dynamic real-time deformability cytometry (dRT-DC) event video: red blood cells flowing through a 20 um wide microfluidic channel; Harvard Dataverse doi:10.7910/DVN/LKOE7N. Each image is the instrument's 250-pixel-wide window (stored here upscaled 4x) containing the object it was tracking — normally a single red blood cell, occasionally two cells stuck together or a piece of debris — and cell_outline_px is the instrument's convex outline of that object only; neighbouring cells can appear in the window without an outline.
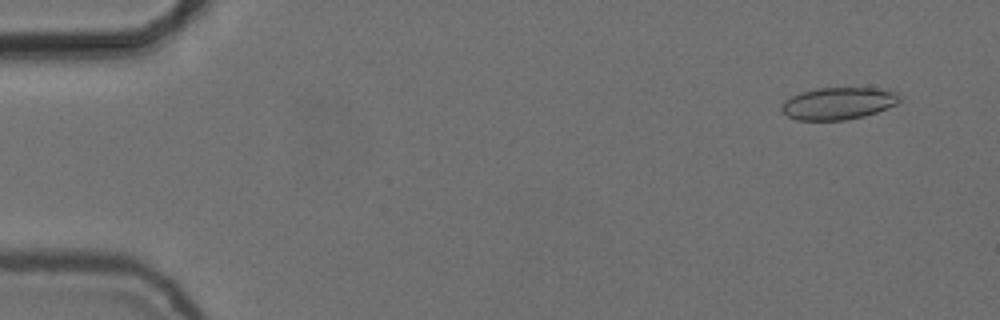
{"species": "common noctule bat (a hibernating species)", "species_latin": "Nyctalus noctula", "temperature_condition": "cold", "stored_images_in_passage": 55, "camera_frame_rate_fps": 3000, "um_per_image_px": 0.085, "animal": {"sex": "female", "body_mass_g": 24.6, "forearm_length_mm": 56.2}, "frame": {"image": 1, "passage_image": 4, "time_ms": 1.0, "image_size_px": [1000, 320], "cell_outline_px": [[900, 100], [896, 104], [876, 112], [864, 116], [844, 120], [796, 120], [780, 112], [780, 108], [784, 100], [800, 92], [816, 88], [876, 88], [896, 92], [900, 96]], "centroid_in_image_um": [71.2, 8.79], "position_along_channel_um": 13.8, "area_um2": 22.14}}
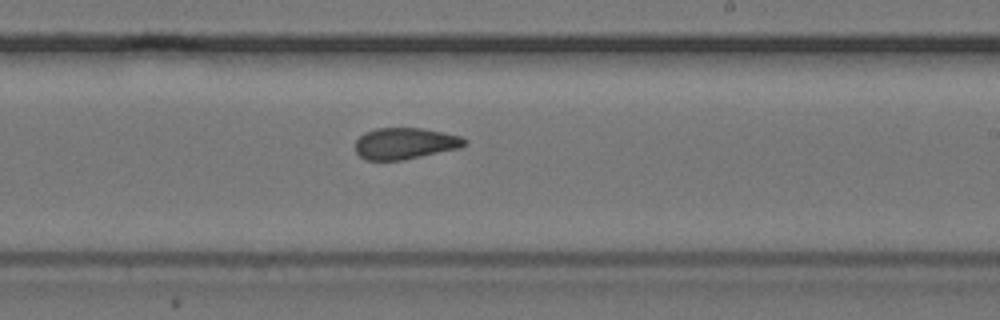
{"frame": {"image": 2, "passage_image": 33, "time_ms": 10.667, "image_size_px": [1000, 320], "cell_outline_px": [[468, 144], [460, 148], [404, 160], [364, 160], [356, 152], [356, 140], [364, 132], [376, 128], [420, 128], [444, 132], [460, 136], [468, 140]], "centroid_in_image_um": [34.45, 12.19], "position_along_channel_um": 254.6, "area_um2": 20.17}}
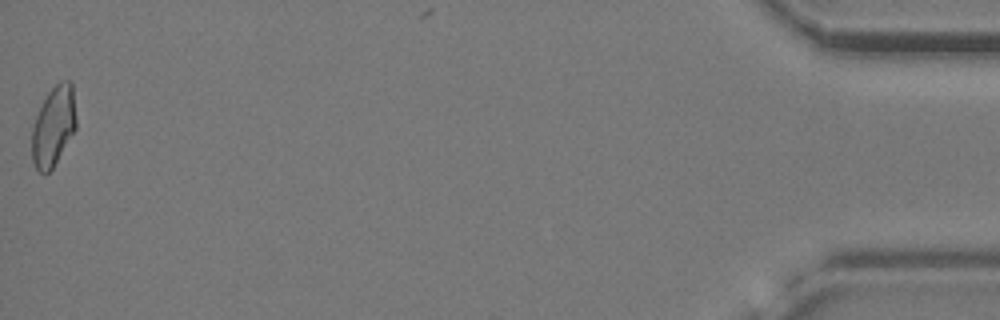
{"frame": {"image": 3, "passage_image": 55, "time_ms": 18.0, "image_size_px": [1000, 320], "cell_outline_px": [[76, 128], [52, 168], [48, 172], [40, 172], [36, 168], [32, 160], [32, 128], [36, 116], [48, 92], [60, 80], [72, 80], [76, 120]], "centroid_in_image_um": [4.55, 10.69], "position_along_channel_um": 430.6, "area_um2": 20.35}, "authors_computed_cell_mechanics": {"area_um2": 20.9236, "velocity_mm_per_s": 3.7416, "shape_relaxation_time_tau1_ms": null, "shape_relaxation_time_tau2_ms": 1.8204, "deformation_change_tau1": null, "deformation_change_tau2": 0.0735}}